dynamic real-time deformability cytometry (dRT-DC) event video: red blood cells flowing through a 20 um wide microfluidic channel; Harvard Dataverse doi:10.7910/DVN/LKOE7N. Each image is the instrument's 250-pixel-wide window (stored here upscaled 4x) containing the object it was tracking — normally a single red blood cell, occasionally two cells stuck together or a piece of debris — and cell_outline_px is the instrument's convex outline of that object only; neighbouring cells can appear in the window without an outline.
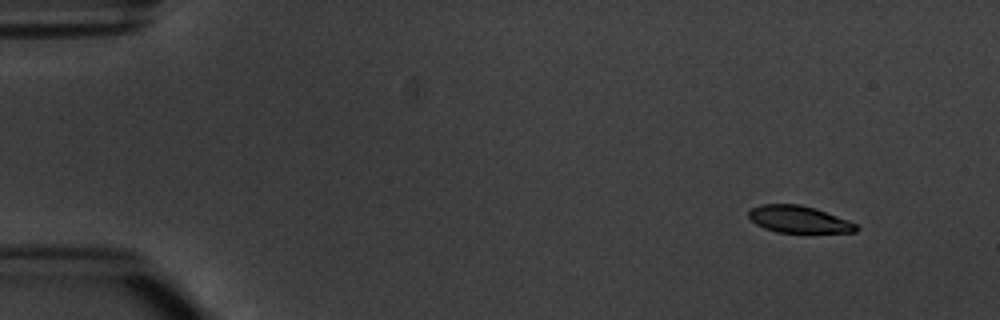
{"species": "common noctule bat (a hibernating species)", "species_latin": "Nyctalus noctula", "temperature_condition": "warm", "stored_images_in_passage": 4, "camera_frame_rate_fps": 3000, "um_per_image_px": 0.085, "animal": {"sex": "male", "body_mass_g": 20.1, "forearm_length_mm": 53.5}, "frame": {"image": 1, "passage_image": 2, "time_ms": 1.0, "image_size_px": [1000, 320], "cell_outline_px": [[860, 228], [856, 232], [804, 236], [776, 232], [764, 228], [756, 224], [748, 216], [748, 212], [752, 208], [760, 204], [800, 204], [816, 208], [856, 224]], "centroid_in_image_um": [67.95, 18.71], "position_along_channel_um": 17.1, "area_um2": 17.92}}
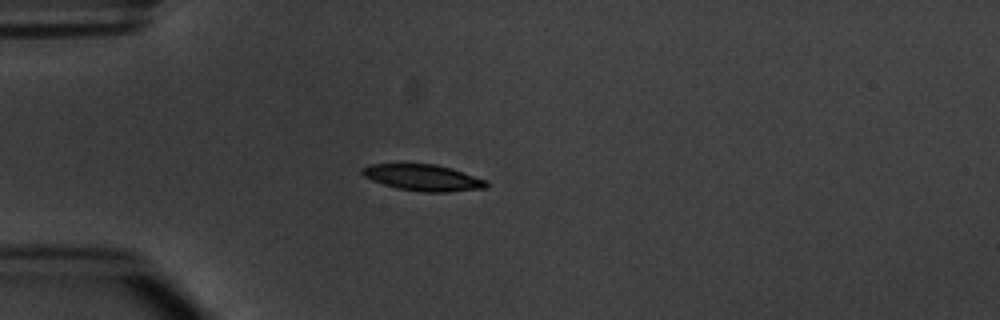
{"frame": {"image": 2, "passage_image": 4, "time_ms": 4.333, "image_size_px": [1000, 320], "cell_outline_px": [[488, 188], [448, 192], [424, 192], [396, 188], [372, 180], [364, 176], [360, 172], [360, 168], [372, 164], [436, 164], [452, 168], [488, 180]], "centroid_in_image_um": [36.0, 15.1], "position_along_channel_um": 49.0, "area_um2": 19.19}}